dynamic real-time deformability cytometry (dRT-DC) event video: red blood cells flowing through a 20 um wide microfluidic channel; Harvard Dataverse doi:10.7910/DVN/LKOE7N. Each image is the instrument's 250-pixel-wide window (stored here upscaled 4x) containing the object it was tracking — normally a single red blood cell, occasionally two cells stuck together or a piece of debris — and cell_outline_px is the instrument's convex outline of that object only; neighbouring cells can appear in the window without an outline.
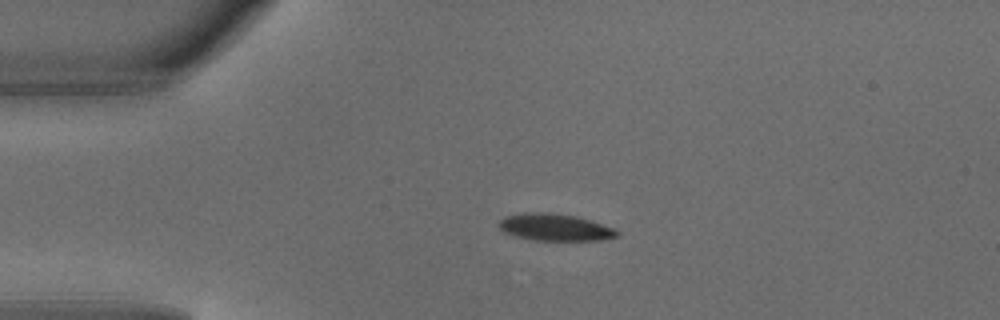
{"species": "common noctule bat (a hibernating species)", "species_latin": "Nyctalus noctula", "temperature_condition": "warm", "stored_images_in_passage": 3, "camera_frame_rate_fps": 3000, "um_per_image_px": 0.085, "animal": {"sex": "male", "body_mass_g": 18.8}, "frame": {"image": 1, "passage_image": 2, "time_ms": 0.333, "image_size_px": [1000, 320], "cell_outline_px": [[620, 232], [616, 236], [600, 240], [536, 240], [516, 236], [504, 232], [496, 224], [504, 216], [524, 212], [548, 212], [576, 216], [612, 228]], "centroid_in_image_um": [47.09, 19.31], "position_along_channel_um": 37.9, "area_um2": 18.38}}